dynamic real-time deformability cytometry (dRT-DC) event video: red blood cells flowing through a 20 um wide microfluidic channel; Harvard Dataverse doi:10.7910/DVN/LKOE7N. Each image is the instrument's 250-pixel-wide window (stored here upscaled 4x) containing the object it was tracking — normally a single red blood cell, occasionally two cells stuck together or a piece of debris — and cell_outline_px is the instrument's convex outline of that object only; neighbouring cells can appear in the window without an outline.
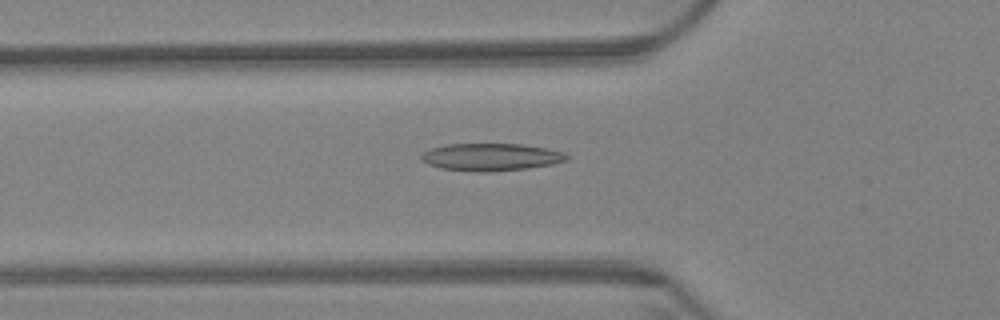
{"species": "Egyptian fruit bat (a non-hibernating species)", "species_latin": "Rousettus aegyptiacus", "temperature_condition": "warm", "stored_images_in_passage": 61, "camera_frame_rate_fps": 3000, "um_per_image_px": 0.085, "animal": {"sex": "female"}, "frame": {"image": 1, "passage_image": 21, "time_ms": 6.667, "image_size_px": [1000, 320], "cell_outline_px": [[568, 156], [564, 160], [552, 164], [528, 168], [492, 172], [472, 172], [440, 168], [428, 164], [420, 160], [420, 156], [424, 152], [432, 148], [448, 144], [520, 144], [544, 148], [564, 152]], "centroid_in_image_um": [41.68, 13.36], "position_along_channel_um": 84.1, "area_um2": 23.18}}
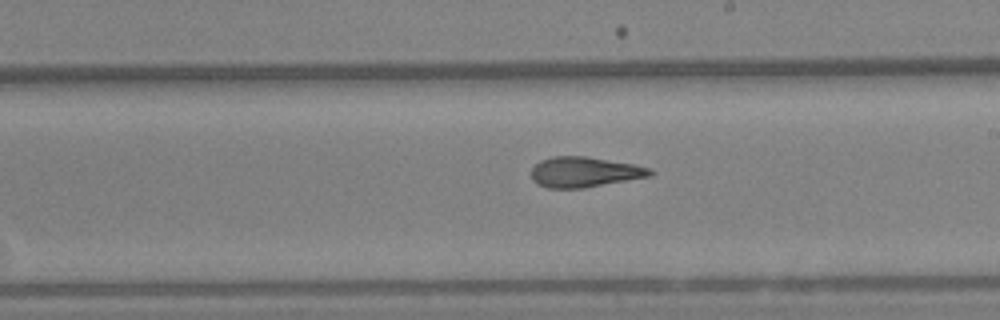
{"frame": {"image": 2, "passage_image": 35, "time_ms": 11.333, "image_size_px": [1000, 320], "cell_outline_px": [[656, 172], [652, 176], [584, 188], [548, 188], [536, 184], [532, 180], [532, 168], [540, 160], [552, 156], [584, 156], [632, 164], [652, 168]], "centroid_in_image_um": [49.69, 14.63], "position_along_channel_um": 239.3, "area_um2": 21.1}}
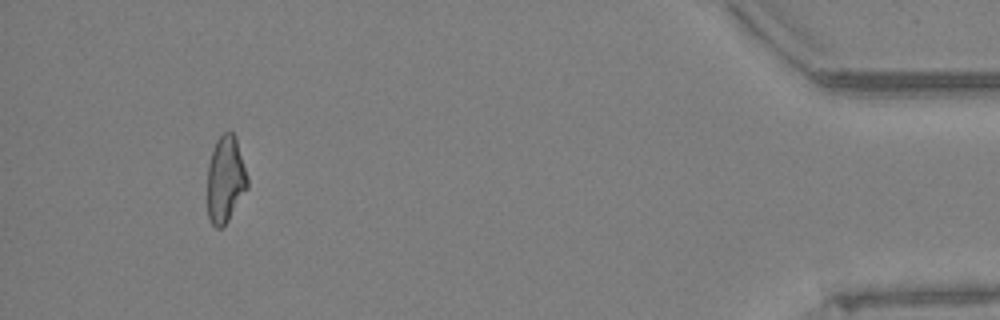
{"frame": {"image": 3, "passage_image": 57, "time_ms": 18.667, "image_size_px": [1000, 320], "cell_outline_px": [[248, 188], [228, 220], [220, 228], [216, 228], [208, 220], [208, 164], [216, 140], [224, 132], [232, 132], [236, 136], [248, 176]], "centroid_in_image_um": [19.17, 15.24], "position_along_channel_um": 416.0, "area_um2": 20.29}, "authors_computed_cell_mechanics": {"area_um2": 21.3282, "velocity_mm_per_s": 3.3288, "shape_relaxation_time_tau1_ms": null, "shape_relaxation_time_tau2_ms": 3.2058, "deformation_change_tau1": null, "deformation_change_tau2": 0.1204}}